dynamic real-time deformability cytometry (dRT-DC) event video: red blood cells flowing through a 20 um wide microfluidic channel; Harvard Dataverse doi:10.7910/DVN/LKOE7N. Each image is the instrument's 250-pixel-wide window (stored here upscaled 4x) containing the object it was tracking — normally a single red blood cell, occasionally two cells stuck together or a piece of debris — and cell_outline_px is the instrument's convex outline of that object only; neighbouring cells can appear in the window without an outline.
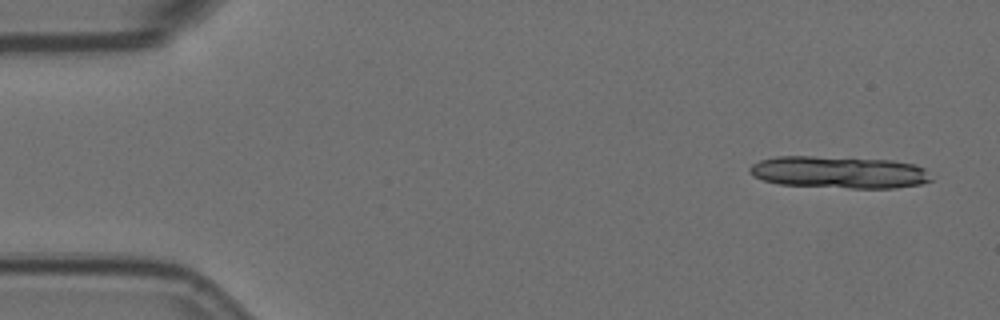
{"species": "Egyptian fruit bat (a non-hibernating species)", "species_latin": "Rousettus aegyptiacus", "temperature_condition": "room temperature", "stored_images_in_passage": 5, "segment_of_instrument_passage": [1, 2], "camera_frame_rate_fps": 3000, "um_per_image_px": 0.085, "animal": {"sex": "female"}, "frame": {"image": 1, "passage_image": 1, "time_ms": 0.0, "image_size_px": [1000, 320], "cell_outline_px": [[932, 180], [920, 184], [896, 188], [848, 188], [780, 184], [764, 180], [752, 176], [748, 172], [748, 168], [752, 164], [760, 160], [776, 156], [812, 156], [892, 160], [916, 164], [924, 168]], "centroid_in_image_um": [71.3, 14.64], "position_along_channel_um": 13.7, "area_um2": 34.04}}